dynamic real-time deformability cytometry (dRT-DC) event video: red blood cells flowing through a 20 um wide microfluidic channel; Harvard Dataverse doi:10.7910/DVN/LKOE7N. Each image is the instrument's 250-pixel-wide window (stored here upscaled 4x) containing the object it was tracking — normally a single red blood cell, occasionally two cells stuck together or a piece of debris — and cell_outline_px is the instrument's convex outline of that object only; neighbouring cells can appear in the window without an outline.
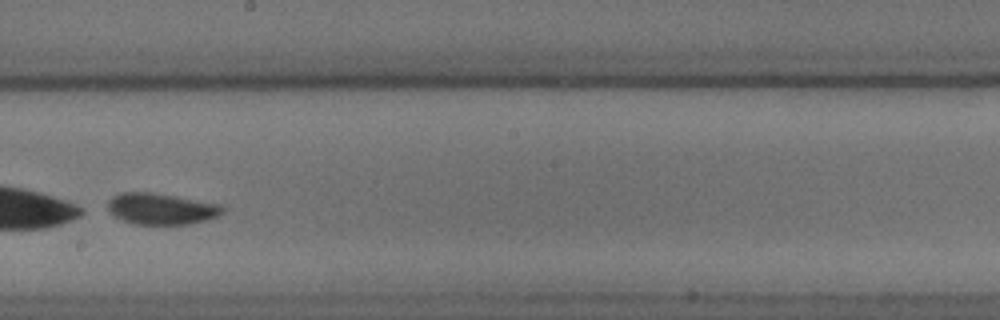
{"species": "common noctule bat (a hibernating species)", "species_latin": "Nyctalus noctula", "temperature_condition": "cold", "stored_images_in_passage": 56, "segment_of_instrument_passage": [3, 3], "camera_frame_rate_fps": 3000, "um_per_image_px": 0.085, "animal": {"sex": "male", "body_mass_g": 18.8}, "frame": {"image": 1, "passage_image": 34, "time_ms": 11.0, "image_size_px": [1000, 320], "cell_outline_px": [[224, 212], [216, 216], [192, 224], [132, 224], [108, 212], [108, 200], [112, 196], [120, 192], [152, 192], [220, 204], [224, 208]], "centroid_in_image_um": [13.67, 17.74], "position_along_channel_um": 234.5, "area_um2": 20.87}}